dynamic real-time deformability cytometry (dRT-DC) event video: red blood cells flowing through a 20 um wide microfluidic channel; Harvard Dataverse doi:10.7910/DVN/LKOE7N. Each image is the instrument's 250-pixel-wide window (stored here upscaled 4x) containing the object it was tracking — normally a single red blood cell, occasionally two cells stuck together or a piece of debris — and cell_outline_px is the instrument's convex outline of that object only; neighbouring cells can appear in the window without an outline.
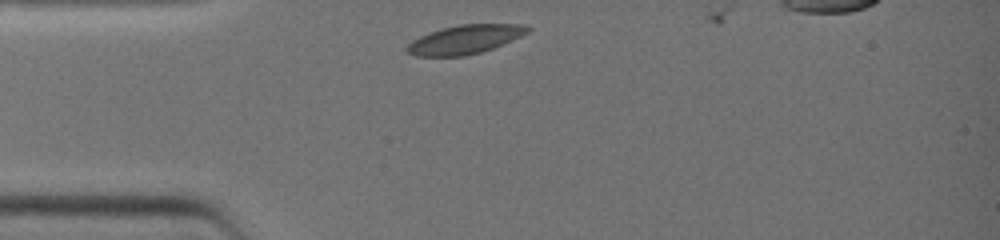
{"species": "common noctule bat (a hibernating species)", "species_latin": "Nyctalus noctula", "temperature_condition": "warm", "stored_images_in_passage": 26, "camera_frame_rate_fps": 3000, "um_per_image_px": 0.085, "animal": {"sex": "female", "body_mass_g": 19.0, "forearm_length_mm": 51.5}, "frame": {"image": 1, "passage_image": 1, "time_ms": 0.0, "image_size_px": [1000, 240], "cell_outline_px": [[532, 28], [528, 32], [520, 36], [492, 48], [480, 52], [464, 56], [416, 56], [408, 52], [404, 48], [412, 40], [428, 32], [460, 24], [524, 24]], "centroid_in_image_um": [39.49, 3.35], "position_along_channel_um": 45.5, "area_um2": 20.11}}
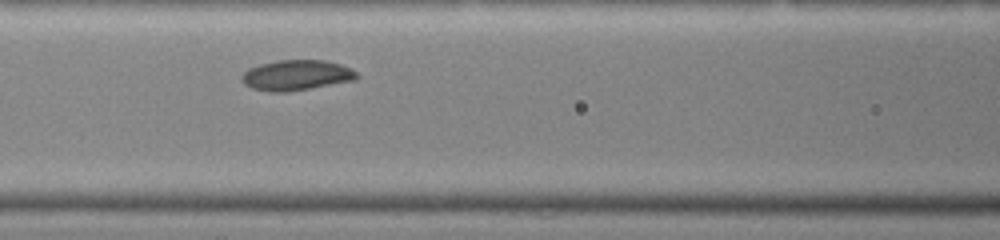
{"frame": {"image": 2, "passage_image": 8, "time_ms": 2.333, "image_size_px": [1000, 240], "cell_outline_px": [[360, 76], [356, 80], [288, 92], [268, 92], [252, 88], [244, 84], [240, 80], [240, 76], [248, 68], [260, 64], [280, 60], [324, 60], [340, 64], [356, 72]], "centroid_in_image_um": [25.16, 6.4], "position_along_channel_um": 141.4, "area_um2": 20.46}}
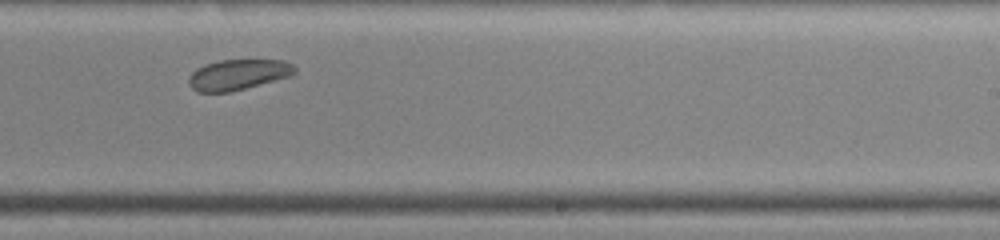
{"frame": {"image": 3, "passage_image": 16, "time_ms": 5.0, "image_size_px": [1000, 240], "cell_outline_px": [[296, 72], [292, 76], [228, 92], [196, 92], [188, 84], [188, 76], [196, 68], [204, 64], [220, 60], [284, 60], [292, 64], [296, 68]], "centroid_in_image_um": [20.22, 6.34], "position_along_channel_um": 268.8, "area_um2": 18.96}}